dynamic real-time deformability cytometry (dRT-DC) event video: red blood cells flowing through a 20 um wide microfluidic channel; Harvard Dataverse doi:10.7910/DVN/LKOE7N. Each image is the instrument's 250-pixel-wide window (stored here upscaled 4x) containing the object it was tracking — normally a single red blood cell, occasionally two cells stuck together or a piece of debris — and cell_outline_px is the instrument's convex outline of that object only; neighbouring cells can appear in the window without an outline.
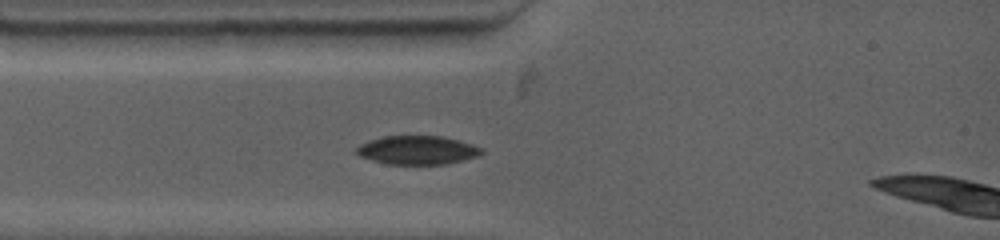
{"species": "common noctule bat (a hibernating species)", "species_latin": "Nyctalus noctula", "temperature_condition": "warm", "stored_images_in_passage": 29, "camera_frame_rate_fps": 4500, "um_per_image_px": 0.085, "animal": {"sex": "female", "body_mass_g": 19.0, "forearm_length_mm": 53.3}, "frame": {"image": 1, "passage_image": 1, "time_ms": 0.0, "image_size_px": [1000, 240], "cell_outline_px": [[484, 152], [476, 156], [464, 160], [444, 164], [388, 164], [372, 160], [360, 156], [356, 152], [356, 148], [360, 144], [368, 140], [384, 136], [440, 136], [460, 140], [484, 148]], "centroid_in_image_um": [35.49, 12.75], "position_along_channel_um": 49.5, "area_um2": 20.92}}
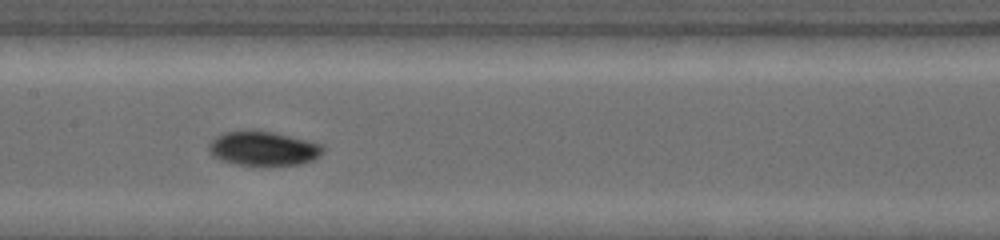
{"frame": {"image": 2, "passage_image": 11, "time_ms": 3.556, "image_size_px": [1000, 240], "cell_outline_px": [[324, 152], [320, 156], [312, 160], [300, 164], [236, 164], [220, 160], [212, 156], [208, 152], [208, 144], [216, 136], [224, 132], [252, 128], [272, 132], [324, 144]], "centroid_in_image_um": [22.35, 12.58], "position_along_channel_um": 185.0, "area_um2": 23.0}}
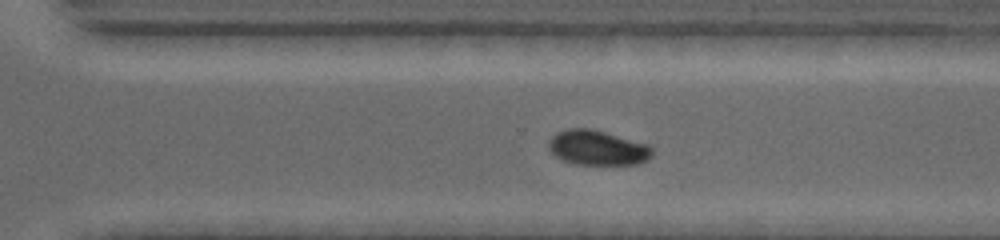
{"frame": {"image": 3, "passage_image": 23, "time_ms": 7.111, "image_size_px": [1000, 240], "cell_outline_px": [[652, 156], [640, 164], [576, 164], [560, 160], [548, 148], [548, 140], [556, 132], [568, 128], [588, 128], [604, 132], [648, 144], [652, 148]], "centroid_in_image_um": [50.75, 12.56], "position_along_channel_um": 319.8, "area_um2": 21.04}}